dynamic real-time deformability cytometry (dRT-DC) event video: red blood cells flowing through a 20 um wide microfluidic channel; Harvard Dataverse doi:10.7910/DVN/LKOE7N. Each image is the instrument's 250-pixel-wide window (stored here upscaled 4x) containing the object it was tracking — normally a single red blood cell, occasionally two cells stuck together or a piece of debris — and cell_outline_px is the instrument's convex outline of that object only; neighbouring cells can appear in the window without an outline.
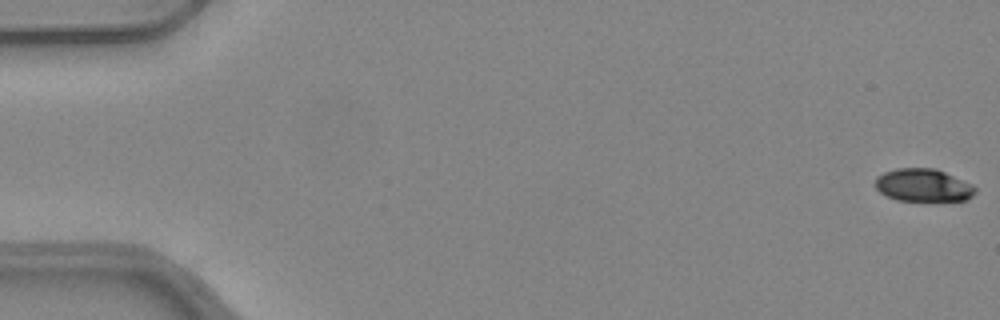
{"species": "common noctule bat (a hibernating species)", "species_latin": "Nyctalus noctula", "temperature_condition": "warm", "stored_images_in_passage": 52, "camera_frame_rate_fps": 3000, "um_per_image_px": 0.085, "animal": {"sex": "female", "body_mass_g": 24.6, "forearm_length_mm": 56.2}, "frame": {"image": 1, "passage_image": 1, "time_ms": 0.0, "image_size_px": [1000, 320], "cell_outline_px": [[976, 192], [968, 200], [896, 200], [880, 192], [876, 188], [876, 176], [884, 172], [896, 168], [936, 168], [972, 184], [976, 188]], "centroid_in_image_um": [78.48, 15.73], "position_along_channel_um": 6.5, "area_um2": 19.02}}
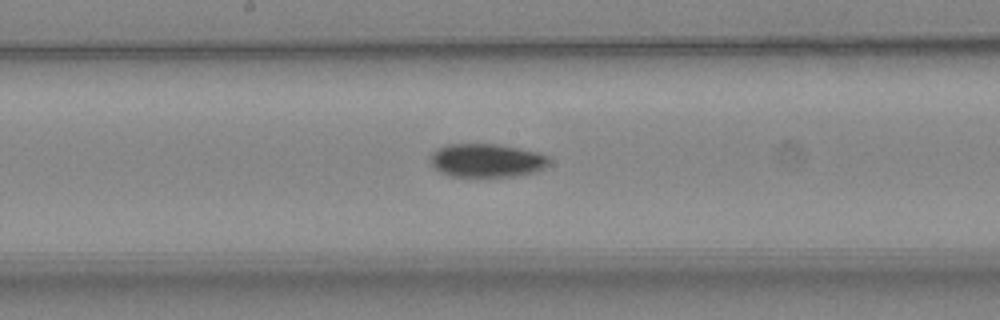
{"frame": {"image": 2, "passage_image": 28, "time_ms": 9.0, "image_size_px": [1000, 320], "cell_outline_px": [[552, 164], [536, 172], [520, 176], [448, 176], [440, 172], [428, 160], [432, 152], [436, 148], [444, 144], [500, 144], [540, 152], [552, 156]], "centroid_in_image_um": [41.44, 13.63], "position_along_channel_um": 206.8, "area_um2": 23.87}}
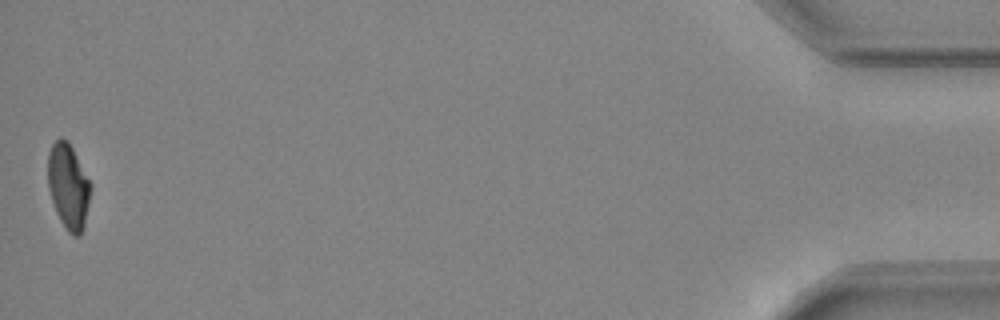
{"frame": {"image": 3, "passage_image": 52, "time_ms": 17.0, "image_size_px": [1000, 320], "cell_outline_px": [[92, 188], [84, 228], [80, 236], [72, 236], [68, 232], [60, 220], [56, 212], [48, 188], [48, 152], [52, 144], [60, 136], [68, 140], [92, 184]], "centroid_in_image_um": [5.82, 15.84], "position_along_channel_um": 429.4, "area_um2": 21.56}, "authors_computed_cell_mechanics": {"area_um2": 21.7617, "velocity_mm_per_s": 3.9965, "shape_relaxation_time_tau1_ms": 3.8742, "shape_relaxation_time_tau2_ms": null, "deformation_change_tau1": 0.1583, "deformation_change_tau2": null}}